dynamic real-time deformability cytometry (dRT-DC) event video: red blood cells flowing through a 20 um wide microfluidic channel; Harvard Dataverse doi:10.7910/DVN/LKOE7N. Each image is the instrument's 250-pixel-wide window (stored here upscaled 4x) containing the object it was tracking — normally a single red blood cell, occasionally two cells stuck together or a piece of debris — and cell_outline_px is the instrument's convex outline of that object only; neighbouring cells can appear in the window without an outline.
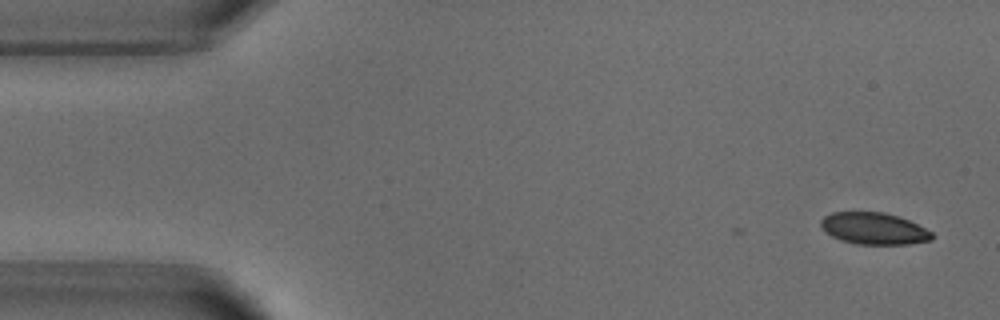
{"species": "common noctule bat (a hibernating species)", "species_latin": "Nyctalus noctula", "temperature_condition": "warm", "stored_images_in_passage": 2, "camera_frame_rate_fps": 3000, "um_per_image_px": 0.085, "animal": {"sex": "male", "body_mass_g": 18.8}, "frame": {"image": 1, "passage_image": 2, "time_ms": 1.0, "image_size_px": [1000, 320], "cell_outline_px": [[932, 240], [908, 244], [856, 244], [840, 240], [824, 232], [820, 228], [820, 220], [824, 216], [832, 212], [884, 212], [908, 220], [932, 232]], "centroid_in_image_um": [74.22, 19.43], "position_along_channel_um": 10.8, "area_um2": 20.58}}